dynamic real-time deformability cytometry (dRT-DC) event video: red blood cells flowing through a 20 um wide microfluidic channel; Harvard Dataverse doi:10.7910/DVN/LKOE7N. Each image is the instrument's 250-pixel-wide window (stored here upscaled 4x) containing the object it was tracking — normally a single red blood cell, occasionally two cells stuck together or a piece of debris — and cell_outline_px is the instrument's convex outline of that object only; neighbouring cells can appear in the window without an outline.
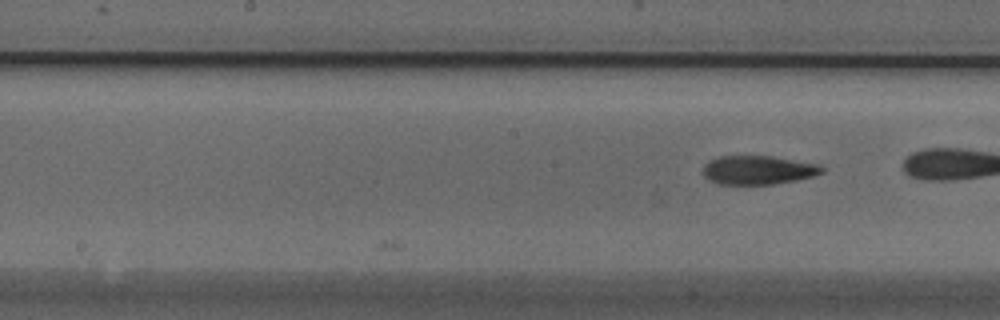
{"species": "Egyptian fruit bat (a non-hibernating species)", "species_latin": "Rousettus aegyptiacus", "temperature_condition": "cold", "stored_images_in_passage": 16, "camera_frame_rate_fps": 3000, "um_per_image_px": 0.085, "animal": {"sex": "male"}, "frame": {"image": 1, "passage_image": 16, "time_ms": 5.0, "image_size_px": [1000, 320], "cell_outline_px": [[824, 172], [812, 176], [796, 180], [772, 184], [720, 184], [708, 180], [700, 172], [704, 164], [708, 160], [720, 156], [772, 156], [820, 164], [824, 168]], "centroid_in_image_um": [64.4, 14.44], "position_along_channel_um": 183.8, "area_um2": 20.17}}